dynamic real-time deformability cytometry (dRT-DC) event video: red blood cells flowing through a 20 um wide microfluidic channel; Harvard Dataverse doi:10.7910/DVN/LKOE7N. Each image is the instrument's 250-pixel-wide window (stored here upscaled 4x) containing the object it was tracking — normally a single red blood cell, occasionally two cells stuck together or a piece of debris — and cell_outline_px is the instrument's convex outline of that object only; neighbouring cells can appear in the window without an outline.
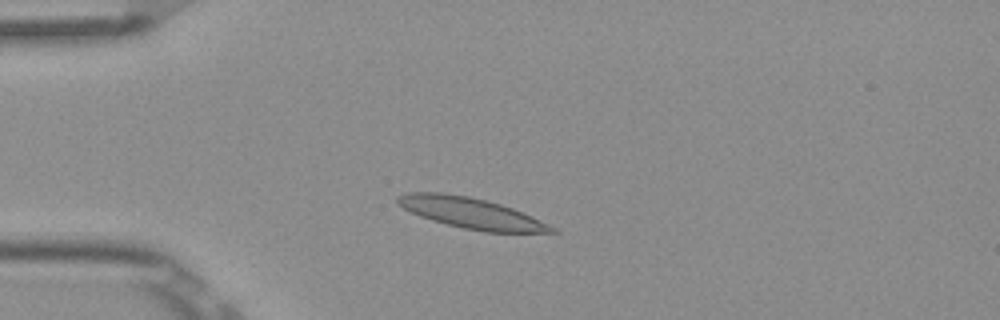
{"species": "Egyptian fruit bat (a non-hibernating species)", "species_latin": "Rousettus aegyptiacus", "temperature_condition": "room temperature", "stored_images_in_passage": 48, "camera_frame_rate_fps": 3000, "um_per_image_px": 0.085, "frame": {"image": 1, "passage_image": 9, "time_ms": 2.667, "image_size_px": [1000, 320], "cell_outline_px": [[560, 232], [484, 232], [464, 228], [432, 220], [420, 216], [396, 204], [396, 196], [408, 192], [440, 192], [468, 196], [500, 204], [512, 208], [548, 224], [556, 228]], "centroid_in_image_um": [40.0, 18.1], "position_along_channel_um": 45.0, "area_um2": 27.28}}
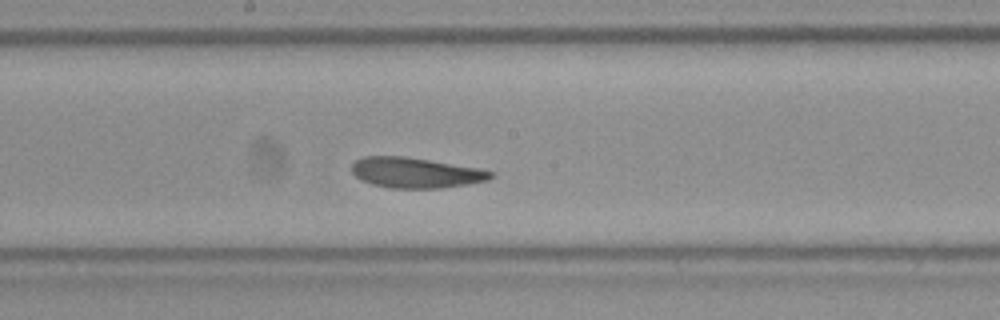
{"frame": {"image": 2, "passage_image": 24, "time_ms": 7.667, "image_size_px": [1000, 320], "cell_outline_px": [[496, 176], [488, 180], [468, 184], [440, 188], [388, 188], [372, 184], [360, 180], [352, 172], [352, 164], [356, 160], [364, 156], [404, 156], [480, 168], [496, 172]], "centroid_in_image_um": [35.36, 14.68], "position_along_channel_um": 212.8, "area_um2": 24.8}}
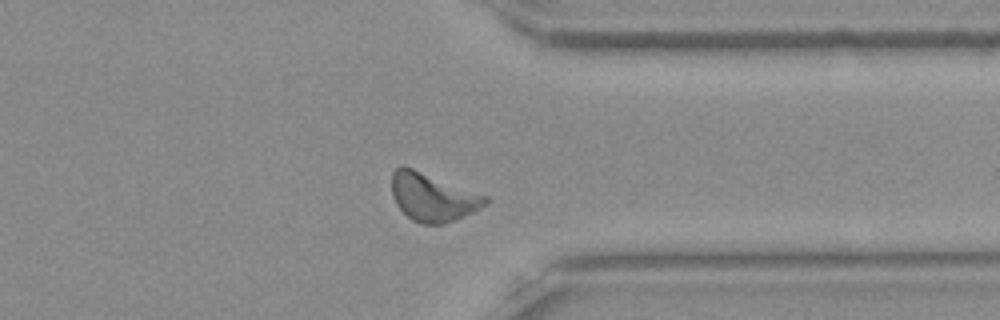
{"frame": {"image": 3, "passage_image": 37, "time_ms": 12.0, "image_size_px": [1000, 320], "cell_outline_px": [[488, 204], [472, 212], [444, 224], [420, 224], [412, 220], [396, 204], [392, 196], [392, 172], [400, 164], [412, 168], [488, 196]], "centroid_in_image_um": [36.76, 16.75], "position_along_channel_um": 374.6, "area_um2": 26.07}, "authors_computed_cell_mechanics": {"area_um2": 24.9985, "velocity_mm_per_s": 3.8034, "shape_relaxation_time_tau1_ms": 4.7783, "shape_relaxation_time_tau2_ms": 3.199, "deformation_change_tau1": 0.1313, "deformation_change_tau2": 0.1045}}